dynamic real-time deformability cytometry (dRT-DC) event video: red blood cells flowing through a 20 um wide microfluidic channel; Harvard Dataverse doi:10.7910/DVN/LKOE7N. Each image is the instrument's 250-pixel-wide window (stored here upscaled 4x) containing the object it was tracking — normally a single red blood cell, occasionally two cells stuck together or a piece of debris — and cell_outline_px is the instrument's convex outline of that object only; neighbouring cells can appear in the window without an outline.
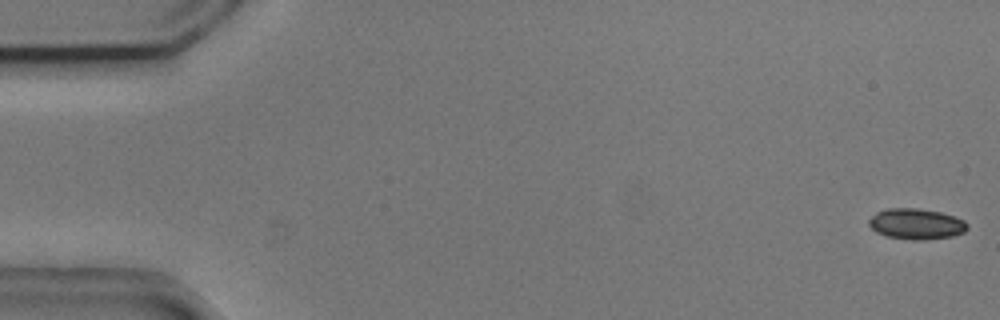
{"species": "common noctule bat (a hibernating species)", "species_latin": "Nyctalus noctula", "temperature_condition": "cold", "stored_images_in_passage": 3, "camera_frame_rate_fps": 3000, "um_per_image_px": 0.085, "animal": {"sex": "male", "body_mass_g": 20.5, "forearm_length_mm": 52.5}, "frame": {"image": 1, "passage_image": 1, "time_ms": 0.0, "image_size_px": [1000, 320], "cell_outline_px": [[968, 228], [964, 232], [952, 236], [916, 240], [912, 240], [888, 236], [876, 232], [868, 224], [868, 220], [876, 212], [888, 208], [920, 208], [940, 212], [956, 216], [964, 220], [968, 224]], "centroid_in_image_um": [77.89, 19.02], "position_along_channel_um": 7.1, "area_um2": 17.63}}